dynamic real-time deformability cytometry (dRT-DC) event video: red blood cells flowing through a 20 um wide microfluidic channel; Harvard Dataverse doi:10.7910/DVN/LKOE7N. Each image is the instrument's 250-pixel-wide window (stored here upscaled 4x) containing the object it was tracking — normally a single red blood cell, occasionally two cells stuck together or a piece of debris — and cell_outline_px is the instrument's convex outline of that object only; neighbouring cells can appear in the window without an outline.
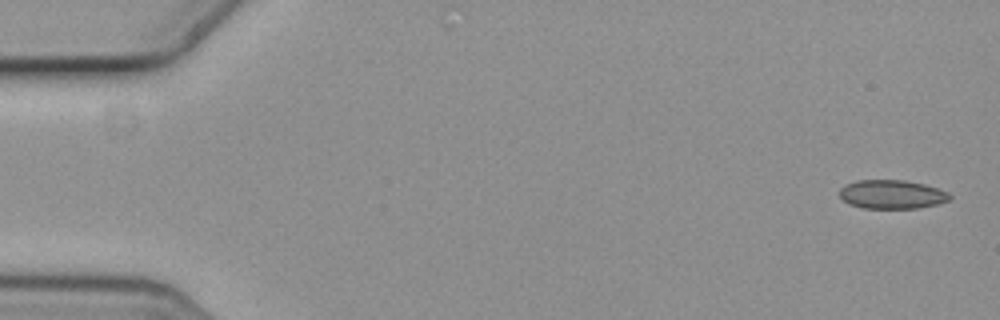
{"species": "common noctule bat (a hibernating species)", "species_latin": "Nyctalus noctula", "temperature_condition": "cold", "stored_images_in_passage": 7, "camera_frame_rate_fps": 3000, "um_per_image_px": 0.085, "animal": {"sex": "female", "body_mass_g": 19.3, "forearm_length_mm": 54.1}, "frame": {"image": 1, "passage_image": 1, "time_ms": 0.0, "image_size_px": [1000, 320], "cell_outline_px": [[952, 196], [948, 200], [936, 204], [916, 208], [864, 208], [848, 204], [840, 196], [840, 188], [856, 180], [904, 180], [924, 184], [948, 192]], "centroid_in_image_um": [75.8, 16.52], "position_along_channel_um": 9.2, "area_um2": 18.32}}
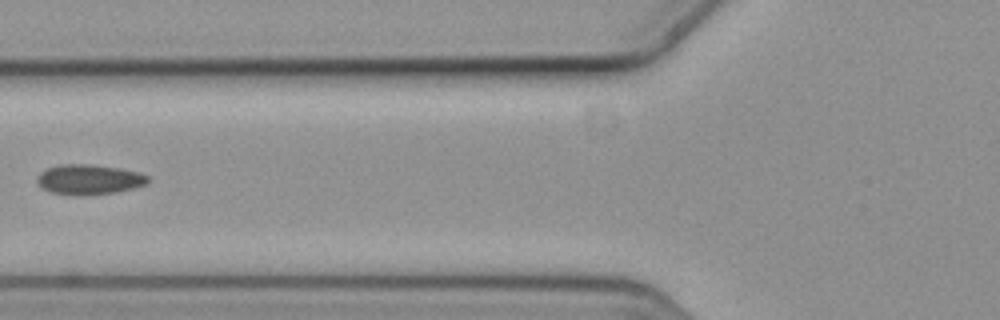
{"frame": {"image": 2, "passage_image": 7, "time_ms": 2.0, "image_size_px": [1000, 320], "cell_outline_px": [[152, 180], [148, 184], [116, 192], [52, 192], [44, 188], [36, 180], [40, 172], [48, 168], [60, 164], [92, 164], [120, 168], [140, 172], [148, 176]], "centroid_in_image_um": [7.66, 15.19], "position_along_channel_um": 118.1, "area_um2": 18.55}}